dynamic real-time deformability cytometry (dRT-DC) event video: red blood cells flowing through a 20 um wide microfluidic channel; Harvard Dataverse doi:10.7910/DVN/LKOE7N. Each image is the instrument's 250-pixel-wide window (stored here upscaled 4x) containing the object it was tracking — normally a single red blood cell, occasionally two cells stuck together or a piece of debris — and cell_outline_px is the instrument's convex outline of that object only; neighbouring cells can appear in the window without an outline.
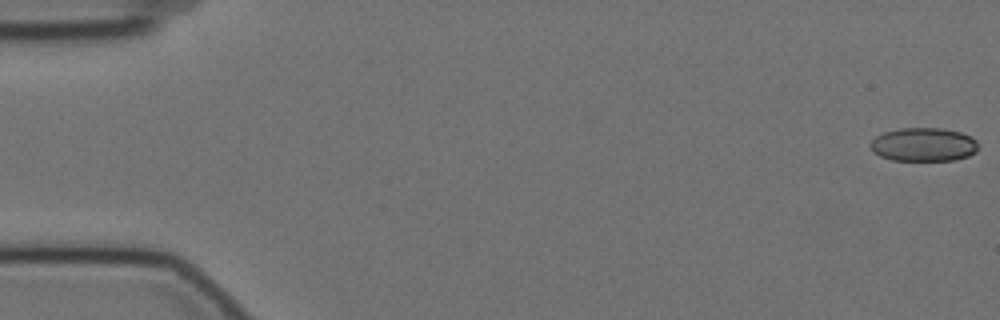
{"species": "Egyptian fruit bat (a non-hibernating species)", "species_latin": "Rousettus aegyptiacus", "temperature_condition": "cold", "stored_images_in_passage": 58, "camera_frame_rate_fps": 3000, "um_per_image_px": 0.085, "animal": {"sex": "female"}, "frame": {"image": 1, "passage_image": 1, "time_ms": 0.0, "image_size_px": [1000, 320], "cell_outline_px": [[980, 148], [976, 152], [968, 156], [956, 160], [892, 160], [880, 156], [872, 152], [868, 144], [876, 136], [884, 132], [900, 128], [940, 128], [960, 132], [972, 136], [976, 140]], "centroid_in_image_um": [78.51, 12.29], "position_along_channel_um": 6.5, "area_um2": 21.39}}
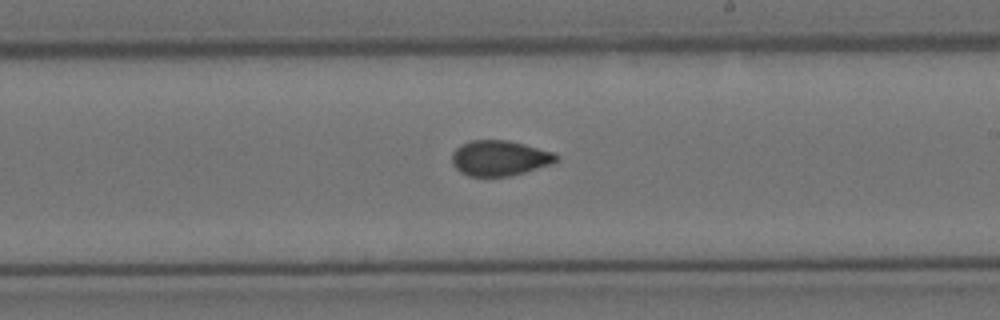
{"frame": {"image": 2, "passage_image": 34, "time_ms": 11.0, "image_size_px": [1000, 320], "cell_outline_px": [[556, 160], [552, 164], [524, 172], [508, 176], [468, 176], [460, 172], [452, 164], [452, 152], [460, 144], [472, 140], [508, 140], [524, 144], [552, 152], [556, 156]], "centroid_in_image_um": [42.41, 13.43], "position_along_channel_um": 246.6, "area_um2": 21.33}}
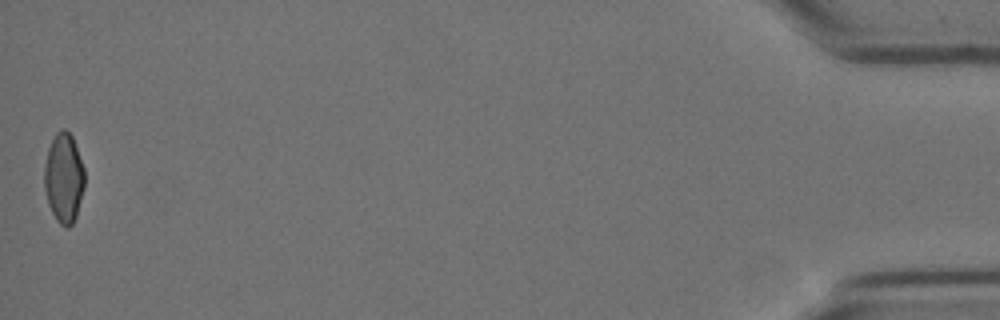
{"frame": {"image": 3, "passage_image": 58, "time_ms": 19.0, "image_size_px": [1000, 320], "cell_outline_px": [[84, 188], [76, 216], [72, 224], [68, 228], [64, 228], [56, 220], [48, 204], [44, 188], [44, 164], [48, 148], [56, 132], [64, 128], [72, 136], [84, 168]], "centroid_in_image_um": [5.41, 15.14], "position_along_channel_um": 429.8, "area_um2": 21.1}, "authors_computed_cell_mechanics": {"area_um2": 21.675, "velocity_mm_per_s": 3.493, "shape_relaxation_time_tau1_ms": null, "shape_relaxation_time_tau2_ms": 1.7222, "deformation_change_tau1": null, "deformation_change_tau2": 0.0395}}